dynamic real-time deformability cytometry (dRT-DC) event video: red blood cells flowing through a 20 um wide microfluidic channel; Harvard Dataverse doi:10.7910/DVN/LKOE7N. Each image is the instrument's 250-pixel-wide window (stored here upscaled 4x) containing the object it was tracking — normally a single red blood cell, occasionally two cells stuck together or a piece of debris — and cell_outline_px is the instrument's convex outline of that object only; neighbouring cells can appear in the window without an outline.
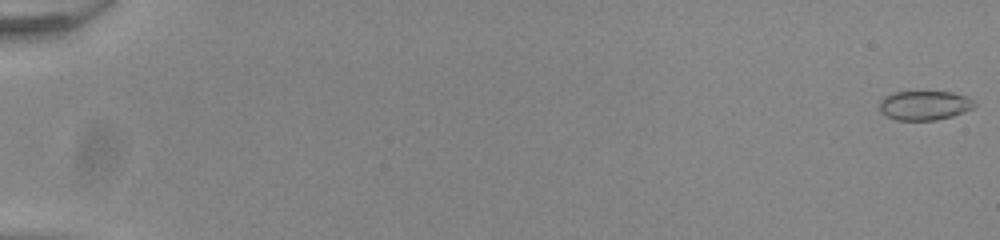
{"species": "common noctule bat (a hibernating species)", "species_latin": "Nyctalus noctula", "temperature_condition": "room temperature", "stored_images_in_passage": 9, "camera_frame_rate_fps": 3000, "um_per_image_px": 0.085, "animal": {"sex": "male", "body_mass_g": 20.0, "forearm_length_mm": 53.3}, "frame": {"image": 1, "passage_image": 1, "time_ms": 0.0, "image_size_px": [1000, 240], "cell_outline_px": [[976, 104], [972, 108], [964, 112], [952, 116], [936, 120], [896, 120], [880, 112], [880, 100], [884, 96], [892, 92], [952, 92], [964, 96], [972, 100]], "centroid_in_image_um": [78.55, 8.96], "position_along_channel_um": 6.4, "area_um2": 16.13}}